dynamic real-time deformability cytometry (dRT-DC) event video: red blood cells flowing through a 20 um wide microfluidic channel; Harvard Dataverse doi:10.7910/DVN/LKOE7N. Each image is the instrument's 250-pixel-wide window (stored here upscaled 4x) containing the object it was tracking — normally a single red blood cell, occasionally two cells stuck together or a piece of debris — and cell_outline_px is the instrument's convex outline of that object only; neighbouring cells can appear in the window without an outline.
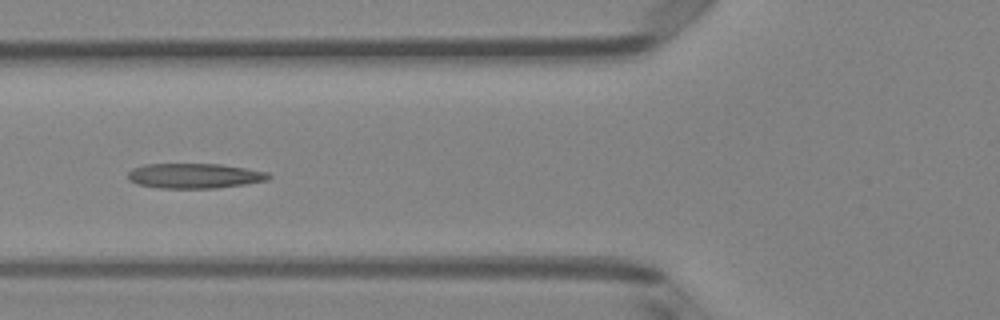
{"species": "Egyptian fruit bat (a non-hibernating species)", "species_latin": "Rousettus aegyptiacus", "temperature_condition": "room temperature", "stored_images_in_passage": 4, "camera_frame_rate_fps": 3000, "um_per_image_px": 0.085, "animal": {"sex": "female"}, "frame": {"image": 1, "passage_image": 4, "time_ms": 1.0, "image_size_px": [1000, 320], "cell_outline_px": [[272, 176], [268, 180], [244, 184], [216, 188], [156, 188], [136, 184], [128, 180], [128, 172], [132, 168], [144, 164], [220, 164], [268, 172]], "centroid_in_image_um": [16.49, 14.95], "position_along_channel_um": 109.3, "area_um2": 20.58}}